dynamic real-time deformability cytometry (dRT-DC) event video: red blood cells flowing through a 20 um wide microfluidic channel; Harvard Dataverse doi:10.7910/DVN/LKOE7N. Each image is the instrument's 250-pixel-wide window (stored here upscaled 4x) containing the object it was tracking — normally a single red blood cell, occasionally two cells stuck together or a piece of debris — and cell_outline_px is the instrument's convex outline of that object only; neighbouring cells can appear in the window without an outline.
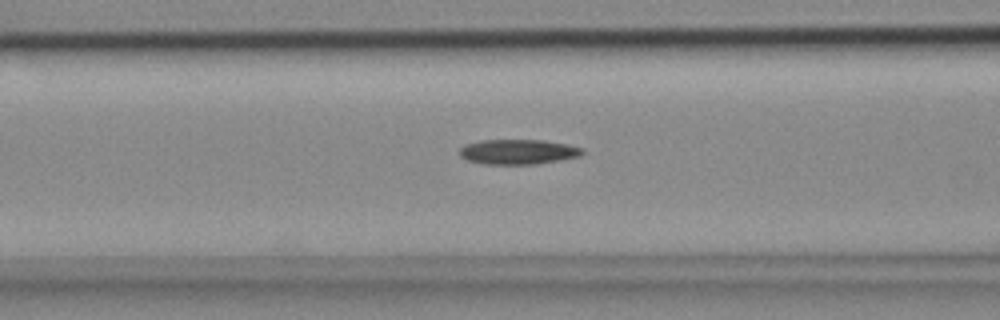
{"species": "common noctule bat (a hibernating species)", "species_latin": "Nyctalus noctula", "temperature_condition": "cold", "stored_images_in_passage": 37, "camera_frame_rate_fps": 3000, "um_per_image_px": 0.085, "animal": {"sex": "female", "body_mass_g": 18.4}, "frame": {"image": 1, "passage_image": 14, "time_ms": 4.333, "image_size_px": [1000, 320], "cell_outline_px": [[584, 152], [580, 156], [560, 160], [536, 164], [484, 164], [468, 160], [460, 156], [460, 148], [464, 144], [480, 140], [544, 140], [568, 144], [584, 148]], "centroid_in_image_um": [44.05, 12.9], "position_along_channel_um": 122.5, "area_um2": 17.98}}
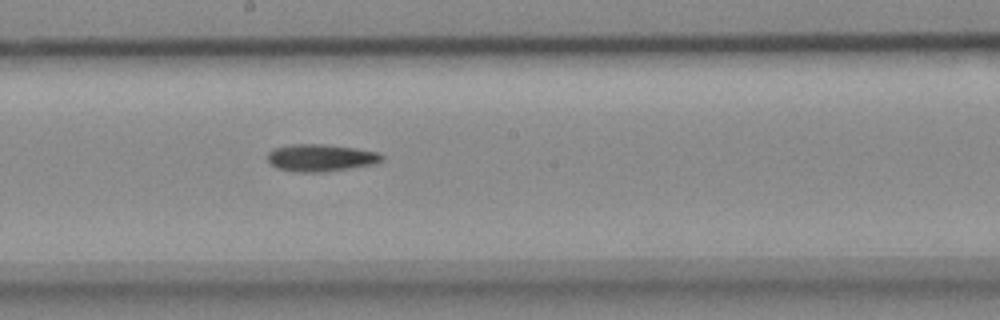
{"frame": {"image": 2, "passage_image": 22, "time_ms": 7.0, "image_size_px": [1000, 320], "cell_outline_px": [[384, 160], [376, 164], [320, 172], [296, 172], [276, 168], [268, 164], [268, 152], [272, 148], [292, 144], [324, 144], [356, 148], [380, 152], [384, 156]], "centroid_in_image_um": [27.26, 13.4], "position_along_channel_um": 220.9, "area_um2": 18.38}}
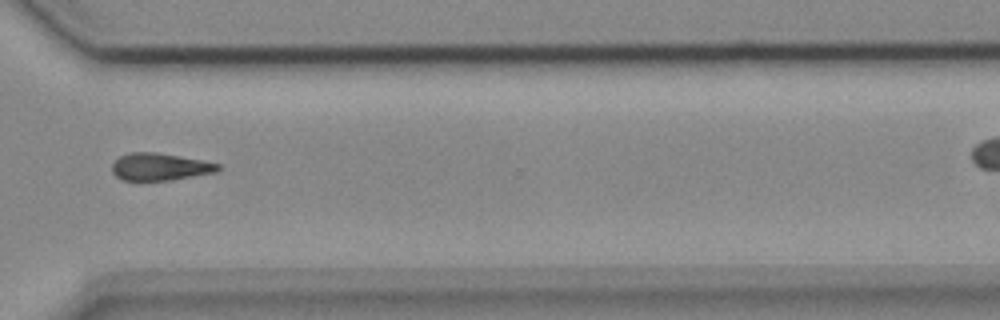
{"frame": {"image": 3, "passage_image": 33, "time_ms": 10.667, "image_size_px": [1000, 320], "cell_outline_px": [[224, 168], [216, 172], [172, 180], [120, 180], [112, 172], [112, 164], [120, 156], [128, 152], [156, 152], [204, 160], [220, 164]], "centroid_in_image_um": [13.62, 14.17], "position_along_channel_um": 357.0, "area_um2": 17.05}}